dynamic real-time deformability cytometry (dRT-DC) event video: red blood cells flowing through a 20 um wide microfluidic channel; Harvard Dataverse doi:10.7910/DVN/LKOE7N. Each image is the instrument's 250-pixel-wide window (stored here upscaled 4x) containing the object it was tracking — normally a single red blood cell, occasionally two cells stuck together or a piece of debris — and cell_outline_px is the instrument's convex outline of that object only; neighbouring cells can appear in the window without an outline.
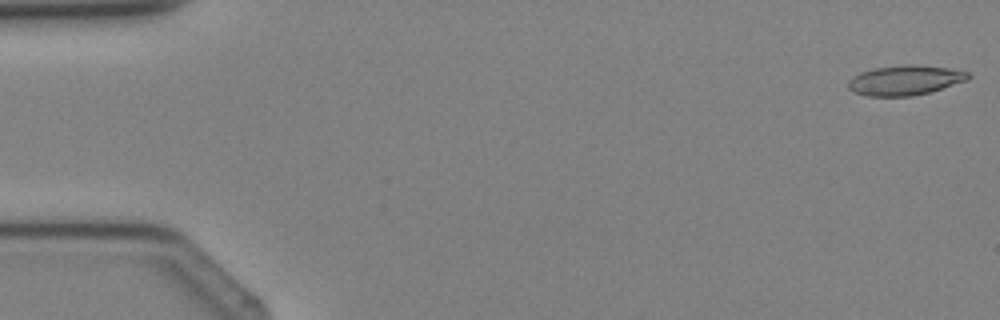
{"species": "Egyptian fruit bat (a non-hibernating species)", "species_latin": "Rousettus aegyptiacus", "temperature_condition": "cold", "stored_images_in_passage": 3, "camera_frame_rate_fps": 3000, "um_per_image_px": 0.085, "animal": {"sex": "female"}, "frame": {"image": 1, "passage_image": 1, "time_ms": 0.0, "image_size_px": [1000, 320], "cell_outline_px": [[972, 76], [968, 80], [928, 92], [912, 96], [868, 96], [856, 92], [848, 88], [848, 80], [852, 76], [860, 72], [872, 68], [908, 64], [912, 64], [948, 68], [968, 72]], "centroid_in_image_um": [76.91, 6.81], "position_along_channel_um": 8.1, "area_um2": 20.81}}